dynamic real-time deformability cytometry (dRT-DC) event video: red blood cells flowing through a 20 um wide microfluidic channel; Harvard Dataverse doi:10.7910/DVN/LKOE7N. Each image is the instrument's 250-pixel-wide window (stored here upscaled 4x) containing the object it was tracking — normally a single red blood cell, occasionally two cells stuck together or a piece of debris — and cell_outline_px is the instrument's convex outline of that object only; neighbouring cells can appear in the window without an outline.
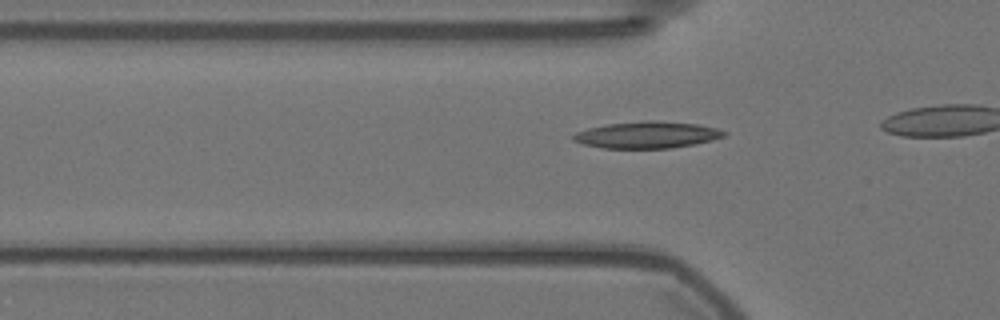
{"species": "Egyptian fruit bat (a non-hibernating species)", "species_latin": "Rousettus aegyptiacus", "temperature_condition": "warm", "stored_images_in_passage": 13, "camera_frame_rate_fps": 3000, "um_per_image_px": 0.085, "animal": {"sex": "female"}, "frame": {"image": 1, "passage_image": 4, "time_ms": 1.0, "image_size_px": [1000, 320], "cell_outline_px": [[728, 132], [724, 136], [712, 140], [672, 148], [604, 148], [584, 144], [572, 140], [572, 136], [576, 132], [588, 128], [608, 124], [644, 120], [656, 120], [696, 124], [716, 128]], "centroid_in_image_um": [54.99, 11.46], "position_along_channel_um": 70.8, "area_um2": 23.35}}
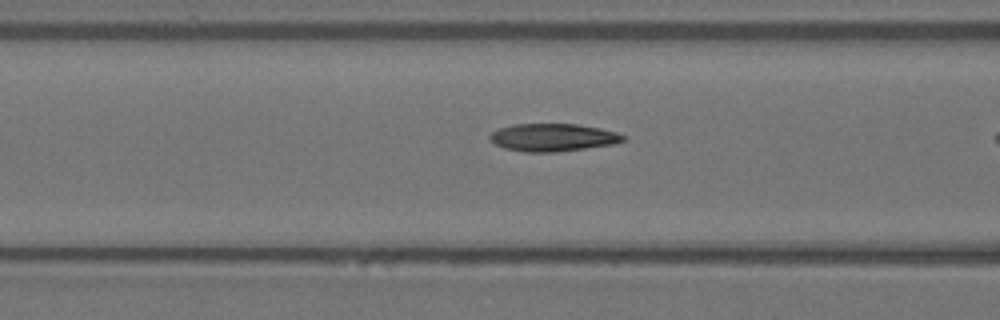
{"frame": {"image": 2, "passage_image": 8, "time_ms": 2.333, "image_size_px": [1000, 320], "cell_outline_px": [[628, 136], [624, 140], [612, 144], [556, 152], [524, 152], [504, 148], [488, 140], [488, 136], [492, 132], [500, 128], [512, 124], [576, 124], [600, 128], [616, 132]], "centroid_in_image_um": [46.97, 11.68], "position_along_channel_um": 119.6, "area_um2": 21.5}}
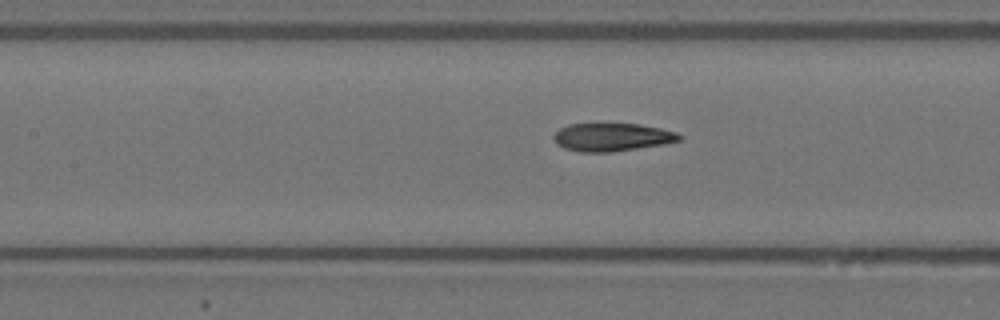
{"frame": {"image": 3, "passage_image": 11, "time_ms": 3.333, "image_size_px": [1000, 320], "cell_outline_px": [[684, 136], [680, 140], [664, 144], [612, 152], [580, 152], [564, 148], [556, 144], [552, 136], [560, 128], [568, 124], [596, 120], [600, 120], [640, 124], [660, 128], [676, 132]], "centroid_in_image_um": [51.97, 11.6], "position_along_channel_um": 155.4, "area_um2": 21.68}}